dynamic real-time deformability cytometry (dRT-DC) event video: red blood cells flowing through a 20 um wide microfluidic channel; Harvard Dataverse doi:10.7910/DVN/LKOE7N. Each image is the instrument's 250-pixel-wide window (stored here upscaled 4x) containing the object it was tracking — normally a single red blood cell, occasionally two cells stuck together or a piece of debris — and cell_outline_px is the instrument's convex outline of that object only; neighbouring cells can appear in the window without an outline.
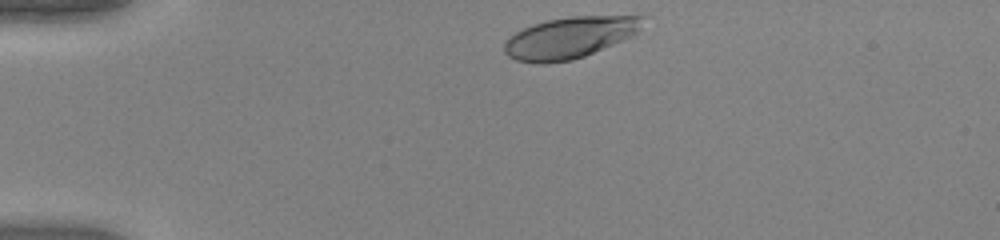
{"species": "human", "species_latin": "Homo sapiens", "temperature_condition": "warm", "stored_images_in_passage": 34, "camera_frame_rate_fps": 3000, "um_per_image_px": 0.085, "donor": {"sex": "female"}, "frame": {"image": 1, "passage_image": 1, "time_ms": 0.0, "image_size_px": [1000, 240], "cell_outline_px": [[648, 16], [640, 28], [632, 36], [584, 56], [572, 60], [544, 64], [536, 64], [516, 60], [508, 56], [504, 52], [504, 44], [508, 36], [532, 24], [548, 20], [572, 16]], "centroid_in_image_um": [48.4, 3.2], "position_along_channel_um": 36.6, "area_um2": 33.41}}
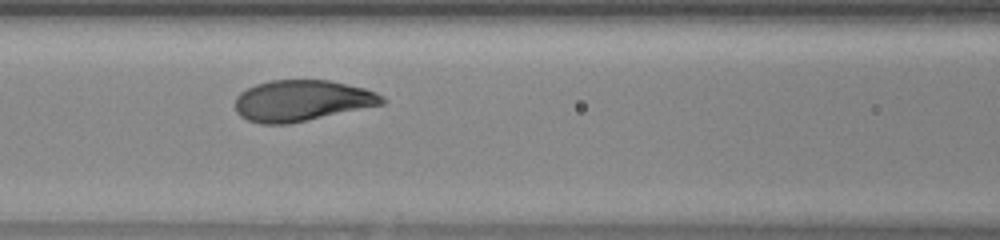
{"frame": {"image": 2, "passage_image": 13, "time_ms": 4.0, "image_size_px": [1000, 240], "cell_outline_px": [[388, 100], [384, 104], [288, 124], [260, 124], [248, 120], [240, 116], [236, 112], [236, 96], [240, 92], [256, 84], [272, 80], [328, 80], [364, 88], [376, 92], [384, 96]], "centroid_in_image_um": [25.67, 8.55], "position_along_channel_um": 140.9, "area_um2": 35.14}}
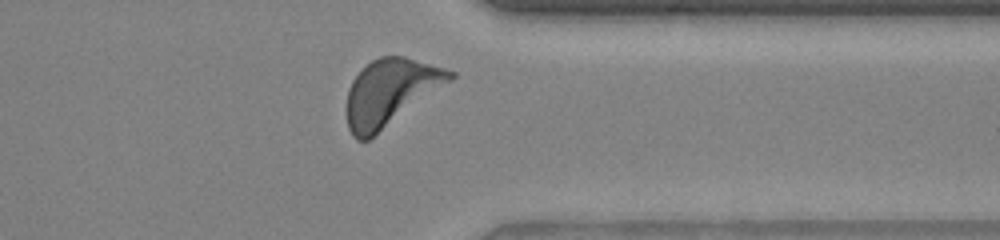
{"frame": {"image": 3, "passage_image": 31, "time_ms": 10.0, "image_size_px": [1000, 240], "cell_outline_px": [[456, 76], [452, 80], [368, 140], [356, 140], [352, 136], [348, 128], [348, 88], [352, 80], [372, 60], [380, 56], [404, 56], [444, 68], [456, 72]], "centroid_in_image_um": [33.19, 7.84], "position_along_channel_um": 378.2, "area_um2": 39.36}, "authors_computed_cell_mechanics": {"area_um2": 35.6915, "velocity_mm_per_s": 3.9972, "shape_relaxation_time_tau1_ms": 2.318, "shape_relaxation_time_tau2_ms": null, "deformation_change_tau1": 0.1609, "deformation_change_tau2": null}}